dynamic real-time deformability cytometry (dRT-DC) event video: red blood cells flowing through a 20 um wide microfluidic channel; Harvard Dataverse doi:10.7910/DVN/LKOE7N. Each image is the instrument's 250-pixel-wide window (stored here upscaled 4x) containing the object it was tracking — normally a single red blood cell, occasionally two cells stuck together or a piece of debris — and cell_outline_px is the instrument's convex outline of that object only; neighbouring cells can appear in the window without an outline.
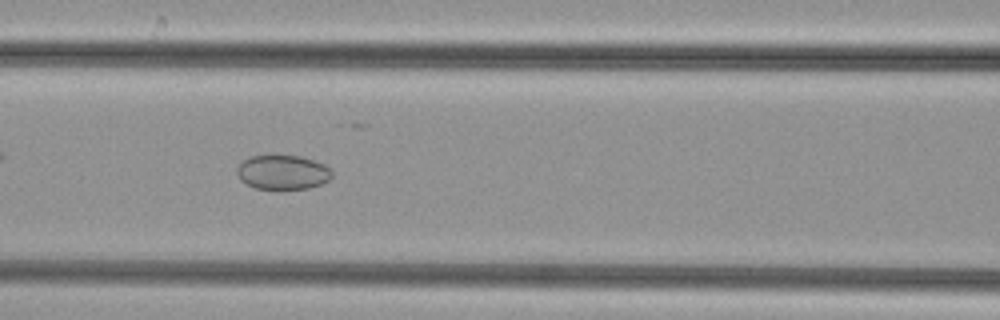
{"species": "common noctule bat (a hibernating species)", "species_latin": "Nyctalus noctula", "temperature_condition": "cold", "stored_images_in_passage": 45, "camera_frame_rate_fps": 3000, "um_per_image_px": 0.085, "animal": {"sex": "female", "body_mass_g": 29.2, "forearm_length_mm": 56.3}, "frame": {"image": 1, "passage_image": 22, "time_ms": 7.0, "image_size_px": [1000, 320], "cell_outline_px": [[332, 176], [328, 180], [320, 184], [308, 188], [256, 188], [244, 184], [240, 180], [236, 172], [236, 168], [244, 160], [252, 156], [300, 156], [324, 164], [332, 168]], "centroid_in_image_um": [24.02, 14.64], "position_along_channel_um": 142.6, "area_um2": 18.84}}
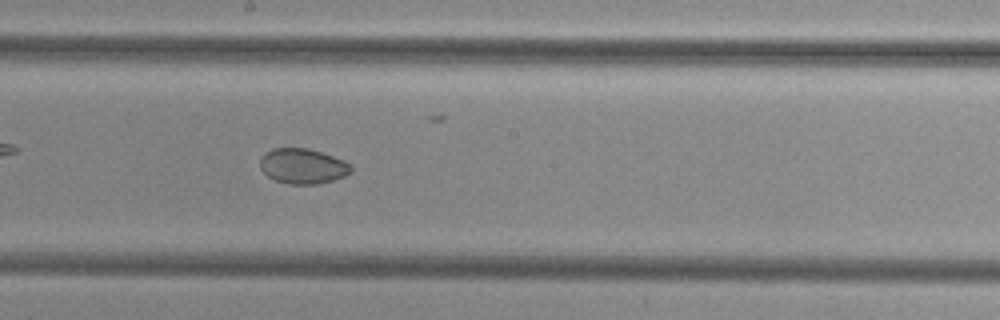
{"frame": {"image": 2, "passage_image": 28, "time_ms": 9.0, "image_size_px": [1000, 320], "cell_outline_px": [[352, 172], [344, 176], [332, 180], [316, 184], [288, 184], [276, 180], [268, 176], [260, 168], [260, 156], [264, 152], [272, 148], [308, 148], [344, 160], [352, 164]], "centroid_in_image_um": [25.72, 14.11], "position_along_channel_um": 222.5, "area_um2": 18.73}}
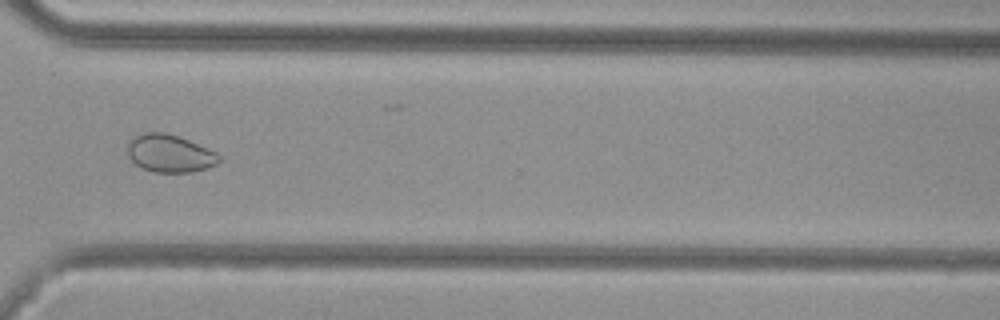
{"frame": {"image": 3, "passage_image": 38, "time_ms": 12.333, "image_size_px": [1000, 320], "cell_outline_px": [[220, 160], [216, 164], [208, 168], [192, 172], [152, 172], [136, 164], [128, 156], [128, 144], [136, 136], [144, 132], [164, 132], [188, 140], [216, 152], [220, 156]], "centroid_in_image_um": [14.44, 13.05], "position_along_channel_um": 356.2, "area_um2": 19.83}}